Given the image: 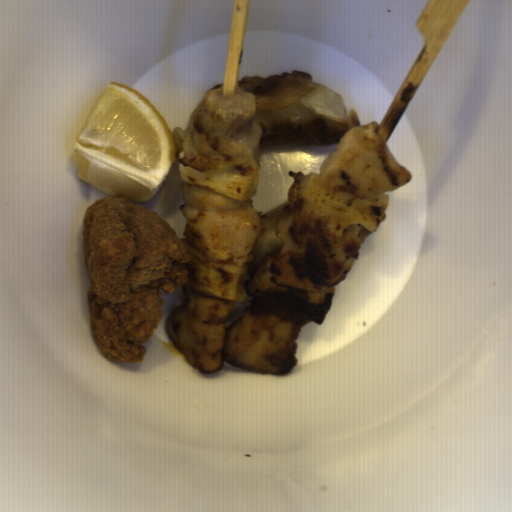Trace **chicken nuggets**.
Listing matches in <instances>:
<instances>
[{"mask_svg":"<svg viewBox=\"0 0 512 512\" xmlns=\"http://www.w3.org/2000/svg\"><path fill=\"white\" fill-rule=\"evenodd\" d=\"M262 133L254 94L237 88L225 96L224 87L214 88L197 107L179 162L203 172H254L262 165Z\"/></svg>","mask_w":512,"mask_h":512,"instance_id":"chicken-nuggets-3","label":"chicken nuggets"},{"mask_svg":"<svg viewBox=\"0 0 512 512\" xmlns=\"http://www.w3.org/2000/svg\"><path fill=\"white\" fill-rule=\"evenodd\" d=\"M186 220L184 237L179 238L192 259L244 266L262 232L261 218L250 198L238 201L217 191L181 185Z\"/></svg>","mask_w":512,"mask_h":512,"instance_id":"chicken-nuggets-4","label":"chicken nuggets"},{"mask_svg":"<svg viewBox=\"0 0 512 512\" xmlns=\"http://www.w3.org/2000/svg\"><path fill=\"white\" fill-rule=\"evenodd\" d=\"M238 305L182 287L181 302L165 319L164 331L189 365L205 375L218 373L225 363L279 376L291 373L297 363L294 340L312 320L256 297L225 326Z\"/></svg>","mask_w":512,"mask_h":512,"instance_id":"chicken-nuggets-1","label":"chicken nuggets"},{"mask_svg":"<svg viewBox=\"0 0 512 512\" xmlns=\"http://www.w3.org/2000/svg\"><path fill=\"white\" fill-rule=\"evenodd\" d=\"M377 121L349 129L319 166L322 183L354 198L381 196L411 180L378 135Z\"/></svg>","mask_w":512,"mask_h":512,"instance_id":"chicken-nuggets-5","label":"chicken nuggets"},{"mask_svg":"<svg viewBox=\"0 0 512 512\" xmlns=\"http://www.w3.org/2000/svg\"><path fill=\"white\" fill-rule=\"evenodd\" d=\"M367 229L312 208L285 205L276 222L282 246L269 272L286 287L319 293L341 284L359 260Z\"/></svg>","mask_w":512,"mask_h":512,"instance_id":"chicken-nuggets-2","label":"chicken nuggets"}]
</instances>
